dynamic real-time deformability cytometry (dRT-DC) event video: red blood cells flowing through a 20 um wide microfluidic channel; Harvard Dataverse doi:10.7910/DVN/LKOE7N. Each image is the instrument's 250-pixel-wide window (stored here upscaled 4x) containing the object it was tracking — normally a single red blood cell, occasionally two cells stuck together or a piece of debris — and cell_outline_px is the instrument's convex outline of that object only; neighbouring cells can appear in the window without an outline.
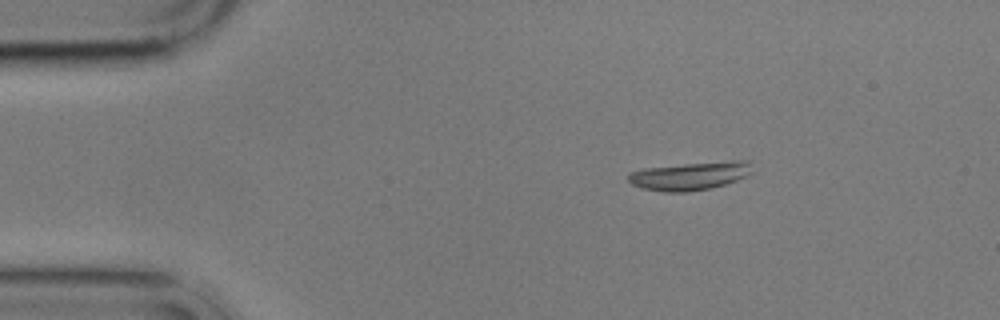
{"species": "common noctule bat (a hibernating species)", "species_latin": "Nyctalus noctula", "temperature_condition": "cold", "stored_images_in_passage": 4, "camera_frame_rate_fps": 3000, "um_per_image_px": 0.085, "animal": {"sex": "male", "body_mass_g": 17.9}, "frame": {"image": 1, "passage_image": 1, "time_ms": 0.0, "image_size_px": [1000, 320], "cell_outline_px": [[752, 172], [736, 180], [724, 184], [708, 188], [688, 192], [664, 192], [644, 188], [632, 184], [628, 180], [628, 172], [644, 168], [684, 164], [732, 160], [752, 160]], "centroid_in_image_um": [58.66, 14.93], "position_along_channel_um": 26.3, "area_um2": 20.29}}
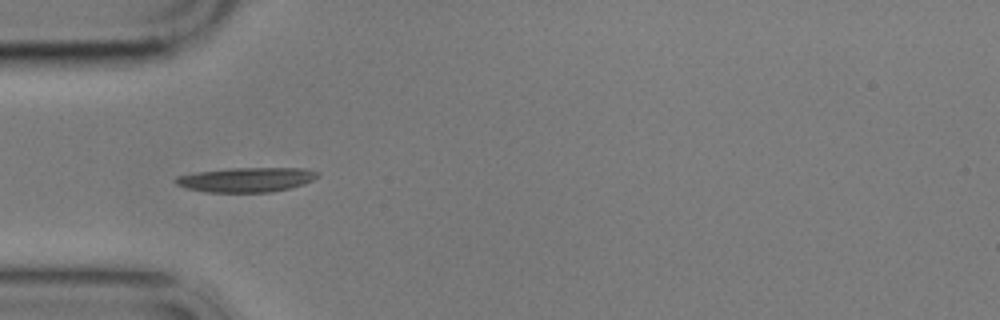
{"frame": {"image": 2, "passage_image": 3, "time_ms": 2.667, "image_size_px": [1000, 320], "cell_outline_px": [[320, 176], [304, 184], [272, 192], [204, 192], [188, 188], [176, 184], [172, 180], [176, 176], [196, 172], [228, 168], [304, 168], [320, 172]], "centroid_in_image_um": [20.94, 15.26], "position_along_channel_um": 64.1, "area_um2": 20.46}}
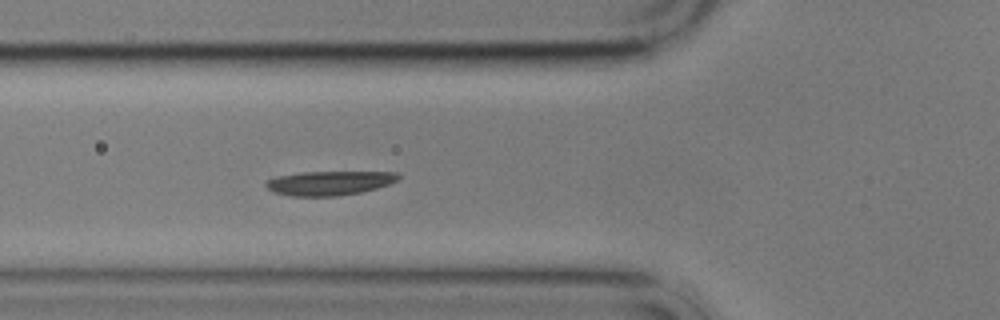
{"frame": {"image": 3, "passage_image": 4, "time_ms": 3.667, "image_size_px": [1000, 320], "cell_outline_px": [[400, 176], [396, 180], [388, 184], [376, 188], [360, 192], [336, 196], [288, 196], [272, 192], [264, 184], [268, 180], [276, 176], [300, 172], [400, 172]], "centroid_in_image_um": [27.95, 15.56], "position_along_channel_um": 97.9, "area_um2": 18.67}}